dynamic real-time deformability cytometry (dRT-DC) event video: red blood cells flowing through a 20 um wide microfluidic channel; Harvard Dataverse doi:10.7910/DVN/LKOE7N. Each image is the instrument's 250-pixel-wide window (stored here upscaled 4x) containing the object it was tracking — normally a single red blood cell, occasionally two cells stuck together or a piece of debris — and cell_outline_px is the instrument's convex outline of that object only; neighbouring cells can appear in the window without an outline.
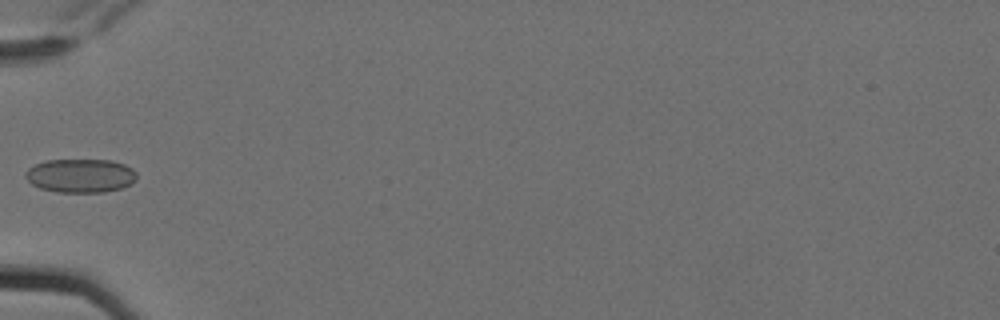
{"species": "Egyptian fruit bat (a non-hibernating species)", "species_latin": "Rousettus aegyptiacus", "temperature_condition": "cold", "stored_images_in_passage": 5, "camera_frame_rate_fps": 3000, "um_per_image_px": 0.085, "animal": {"sex": "female"}, "frame": {"image": 1, "passage_image": 5, "time_ms": 1.333, "image_size_px": [1000, 320], "cell_outline_px": [[136, 180], [132, 184], [120, 188], [104, 192], [56, 192], [40, 188], [32, 184], [24, 176], [28, 168], [36, 164], [48, 160], [112, 160], [124, 164], [132, 168], [136, 172]], "centroid_in_image_um": [6.86, 14.93], "position_along_channel_um": 78.1, "area_um2": 21.91}}